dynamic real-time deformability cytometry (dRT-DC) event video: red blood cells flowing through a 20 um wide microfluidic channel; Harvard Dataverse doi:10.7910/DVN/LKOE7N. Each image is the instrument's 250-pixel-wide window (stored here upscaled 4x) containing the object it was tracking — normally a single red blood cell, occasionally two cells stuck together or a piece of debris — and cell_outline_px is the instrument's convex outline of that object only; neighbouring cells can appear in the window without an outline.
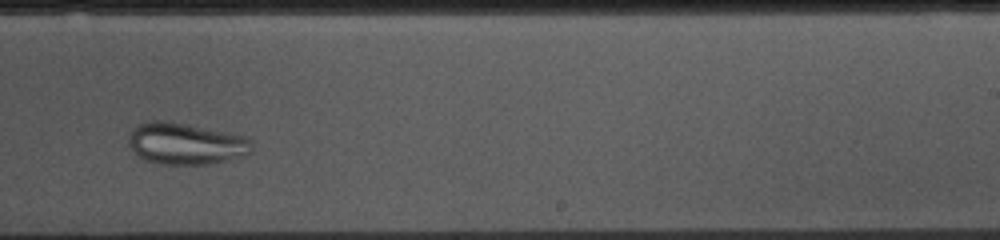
{"species": "common noctule bat (a hibernating species)", "species_latin": "Nyctalus noctula", "temperature_condition": "cold", "stored_images_in_passage": 36, "camera_frame_rate_fps": 3000, "um_per_image_px": 0.085, "animal": {"sex": "female", "body_mass_g": 10.0, "forearm_length_mm": 53.1}, "frame": {"image": 1, "passage_image": 26, "time_ms": 8.333, "image_size_px": [1000, 240], "cell_outline_px": [[252, 148], [244, 156], [212, 164], [160, 164], [148, 160], [140, 156], [128, 144], [128, 140], [132, 128], [136, 124], [148, 120], [168, 120], [248, 136], [252, 140]], "centroid_in_image_um": [15.81, 12.18], "position_along_channel_um": 273.2, "area_um2": 30.17}}